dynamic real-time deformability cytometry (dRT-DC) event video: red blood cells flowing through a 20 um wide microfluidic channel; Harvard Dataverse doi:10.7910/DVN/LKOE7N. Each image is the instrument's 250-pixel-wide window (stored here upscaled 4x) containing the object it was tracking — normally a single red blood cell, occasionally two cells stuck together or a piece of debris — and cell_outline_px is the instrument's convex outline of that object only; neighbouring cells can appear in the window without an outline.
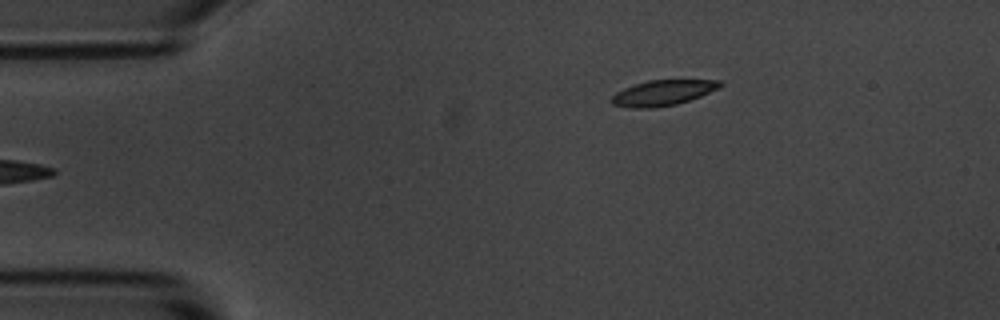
{"species": "common noctule bat (a hibernating species)", "species_latin": "Nyctalus noctula", "temperature_condition": "room temperature", "stored_images_in_passage": 5, "segment_of_instrument_passage": [2, 2], "camera_frame_rate_fps": 3000, "um_per_image_px": 0.085, "animal": {"sex": "male", "body_mass_g": 20.1, "forearm_length_mm": 53.5}, "frame": {"image": 1, "passage_image": 5, "time_ms": 5.667, "image_size_px": [1000, 320], "cell_outline_px": [[724, 84], [720, 88], [700, 96], [676, 104], [656, 108], [632, 108], [612, 104], [612, 96], [616, 92], [624, 88], [648, 80], [720, 80]], "centroid_in_image_um": [56.36, 7.89], "position_along_channel_um": 28.6, "area_um2": 16.01}}